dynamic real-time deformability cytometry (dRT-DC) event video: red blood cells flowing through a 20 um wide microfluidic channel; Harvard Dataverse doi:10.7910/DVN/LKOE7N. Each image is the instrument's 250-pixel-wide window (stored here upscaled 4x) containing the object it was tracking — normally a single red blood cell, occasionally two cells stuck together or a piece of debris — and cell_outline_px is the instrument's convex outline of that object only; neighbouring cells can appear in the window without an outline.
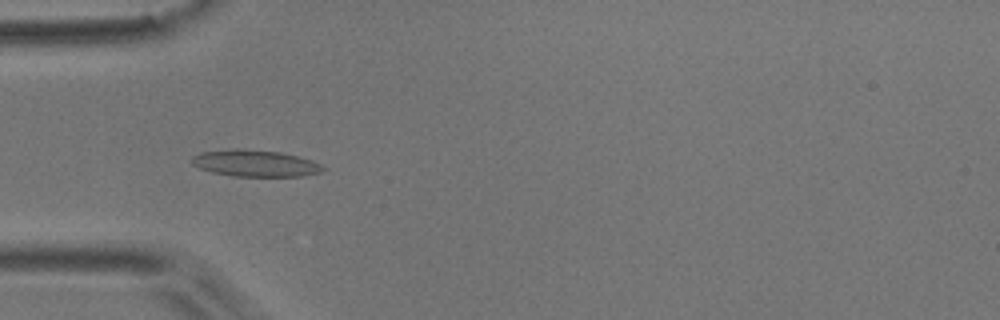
{"species": "common noctule bat (a hibernating species)", "species_latin": "Nyctalus noctula", "temperature_condition": "room temperature", "stored_images_in_passage": 2, "camera_frame_rate_fps": 3000, "um_per_image_px": 0.085, "animal": {"sex": "male", "body_mass_g": 17.9}, "frame": {"image": 1, "passage_image": 1, "time_ms": 0.0, "image_size_px": [1000, 320], "cell_outline_px": [[328, 168], [320, 172], [304, 176], [232, 176], [212, 172], [200, 168], [192, 164], [192, 156], [200, 152], [236, 148], [280, 152], [312, 160]], "centroid_in_image_um": [21.69, 13.88], "position_along_channel_um": 63.3, "area_um2": 20.35}}
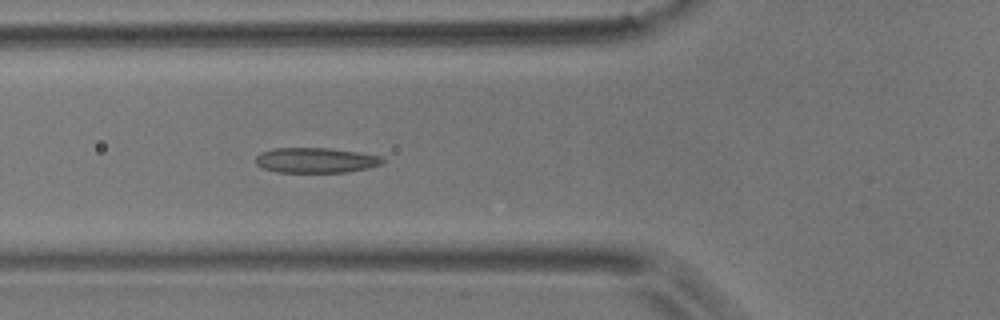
{"frame": {"image": 2, "passage_image": 2, "time_ms": 0.333, "image_size_px": [1000, 320], "cell_outline_px": [[384, 160], [380, 164], [368, 168], [348, 172], [276, 172], [260, 168], [256, 164], [256, 156], [260, 152], [276, 148], [328, 148], [356, 152], [380, 156]], "centroid_in_image_um": [26.78, 13.63], "position_along_channel_um": 99.0, "area_um2": 18.55}}